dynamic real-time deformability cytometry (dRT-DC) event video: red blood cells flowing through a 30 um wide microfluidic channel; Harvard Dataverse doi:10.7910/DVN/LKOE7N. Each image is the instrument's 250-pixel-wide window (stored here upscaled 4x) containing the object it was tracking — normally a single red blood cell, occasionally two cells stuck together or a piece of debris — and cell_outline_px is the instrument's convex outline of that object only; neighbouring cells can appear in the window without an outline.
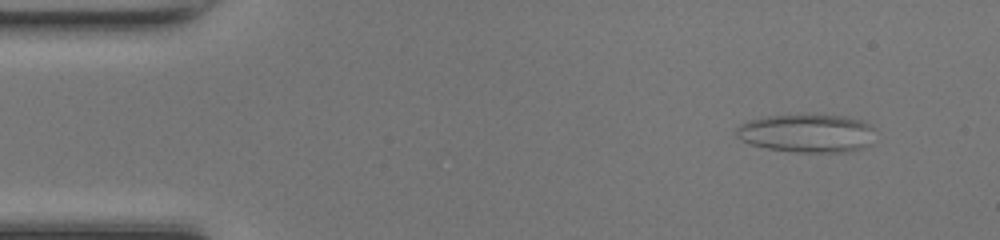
{"species": "common noctule bat (a hibernating species)", "species_latin": "Nyctalus noctula", "temperature_condition": "room temperature", "stored_images_in_passage": 46, "camera_frame_rate_fps": 3000, "um_per_image_px": 0.085, "animal": {"sex": "female", "body_mass_g": 17.0, "forearm_length_mm": 48.0}, "frame": {"image": 1, "passage_image": 2, "time_ms": 0.333, "image_size_px": [1000, 240], "cell_outline_px": [[876, 128], [872, 144], [860, 148], [844, 152], [796, 152], [768, 148], [752, 144], [740, 140], [736, 136], [736, 128], [740, 124], [748, 120], [764, 116], [800, 112], [844, 116], [860, 120], [872, 124]], "centroid_in_image_um": [68.61, 11.28], "position_along_channel_um": 16.4, "area_um2": 32.08}}
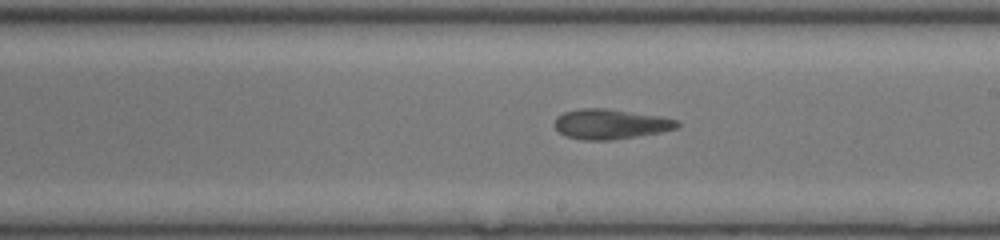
{"frame": {"image": 2, "passage_image": 25, "time_ms": 8.0, "image_size_px": [1000, 240], "cell_outline_px": [[680, 124], [676, 128], [660, 132], [636, 136], [608, 140], [584, 140], [564, 136], [552, 124], [556, 116], [564, 112], [580, 108], [608, 108], [660, 116], [676, 120]], "centroid_in_image_um": [51.83, 10.53], "position_along_channel_um": 237.2, "area_um2": 21.44}}
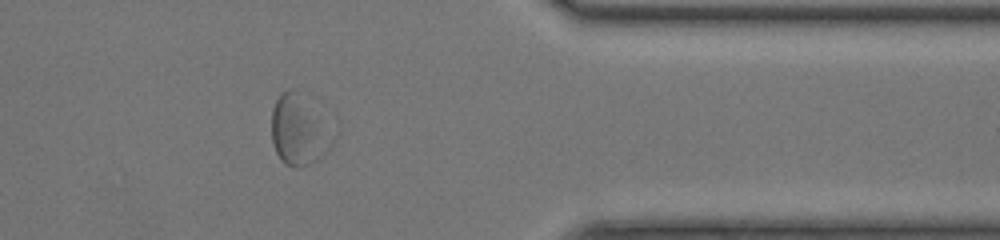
{"frame": {"image": 3, "passage_image": 37, "time_ms": 12.0, "image_size_px": [1000, 240], "cell_outline_px": [[316, 120], [312, 160], [308, 164], [296, 168], [284, 164], [280, 160], [276, 152], [272, 140], [272, 108], [276, 100], [288, 88], [292, 88]], "centroid_in_image_um": [24.89, 11.06], "position_along_channel_um": 386.5, "area_um2": 19.19}, "authors_computed_cell_mechanics": {"area_um2": 22.4842, "velocity_mm_per_s": 4.1844, "shape_relaxation_time_tau1_ms": null, "shape_relaxation_time_tau2_ms": 5.0079, "deformation_change_tau1": null, "deformation_change_tau2": 0.1449}}